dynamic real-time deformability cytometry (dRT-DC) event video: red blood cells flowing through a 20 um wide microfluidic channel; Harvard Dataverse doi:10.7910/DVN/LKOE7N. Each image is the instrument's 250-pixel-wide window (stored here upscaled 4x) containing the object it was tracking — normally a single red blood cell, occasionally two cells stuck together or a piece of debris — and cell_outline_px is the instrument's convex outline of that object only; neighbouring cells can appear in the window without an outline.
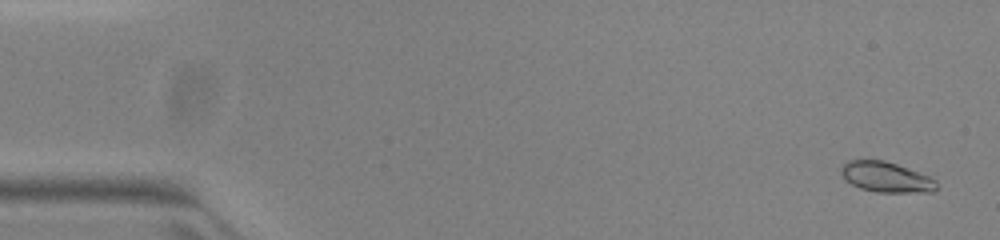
{"species": "common noctule bat (a hibernating species)", "species_latin": "Nyctalus noctula", "temperature_condition": "warm", "stored_images_in_passage": 17, "camera_frame_rate_fps": 3000, "um_per_image_px": 0.085, "animal": {"sex": "female", "body_mass_g": 23.0, "forearm_length_mm": 53.4}, "frame": {"image": 1, "passage_image": 2, "time_ms": 0.333, "image_size_px": [1000, 240], "cell_outline_px": [[936, 188], [932, 192], [876, 192], [860, 188], [844, 180], [840, 172], [840, 168], [848, 160], [884, 160], [896, 164], [928, 176], [936, 180]], "centroid_in_image_um": [75.27, 15.05], "position_along_channel_um": 9.7, "area_um2": 16.76}}
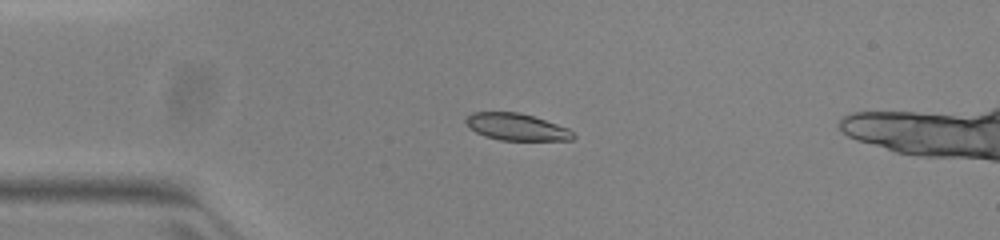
{"frame": {"image": 2, "passage_image": 13, "time_ms": 4.0, "image_size_px": [1000, 240], "cell_outline_px": [[576, 136], [572, 140], [500, 140], [484, 136], [468, 128], [464, 120], [472, 112], [516, 112], [532, 116], [568, 128]], "centroid_in_image_um": [43.86, 10.79], "position_along_channel_um": 41.1, "area_um2": 16.76}}